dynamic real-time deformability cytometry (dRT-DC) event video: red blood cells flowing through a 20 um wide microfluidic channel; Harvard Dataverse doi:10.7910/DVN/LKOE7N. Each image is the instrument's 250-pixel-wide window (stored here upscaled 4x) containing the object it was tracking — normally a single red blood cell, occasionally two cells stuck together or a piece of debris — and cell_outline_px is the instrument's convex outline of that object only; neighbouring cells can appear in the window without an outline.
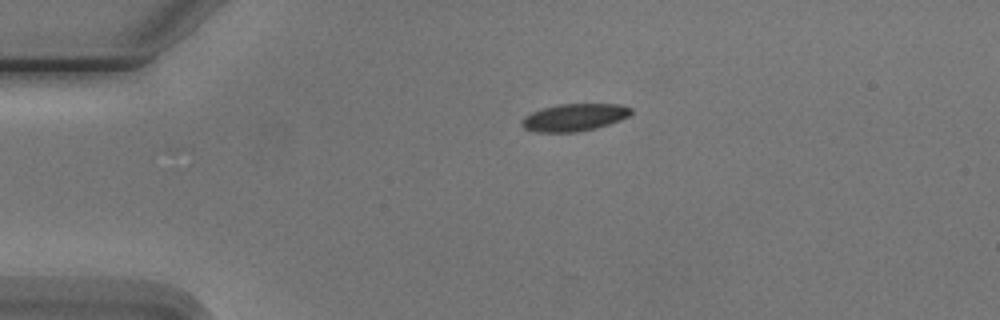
{"species": "Egyptian fruit bat (a non-hibernating species)", "species_latin": "Rousettus aegyptiacus", "temperature_condition": "cold", "stored_images_in_passage": 5, "camera_frame_rate_fps": 3000, "um_per_image_px": 0.085, "animal": {"sex": "male"}, "frame": {"image": 1, "passage_image": 1, "time_ms": 0.0, "image_size_px": [1000, 320], "cell_outline_px": [[632, 112], [628, 116], [620, 120], [596, 128], [576, 132], [536, 132], [524, 128], [520, 124], [520, 120], [524, 116], [532, 112], [544, 108], [560, 104], [620, 104], [632, 108]], "centroid_in_image_um": [48.8, 9.98], "position_along_channel_um": 36.2, "area_um2": 17.4}}
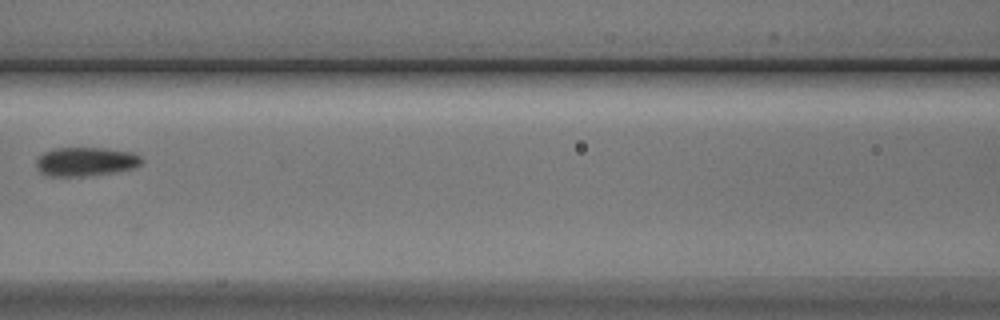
{"frame": {"image": 2, "passage_image": 4, "time_ms": 4.333, "image_size_px": [1000, 320], "cell_outline_px": [[144, 160], [136, 168], [116, 172], [88, 176], [48, 176], [40, 172], [36, 168], [36, 160], [44, 152], [56, 148], [104, 148], [132, 152], [140, 156]], "centroid_in_image_um": [7.3, 13.75], "position_along_channel_um": 159.3, "area_um2": 17.92}}
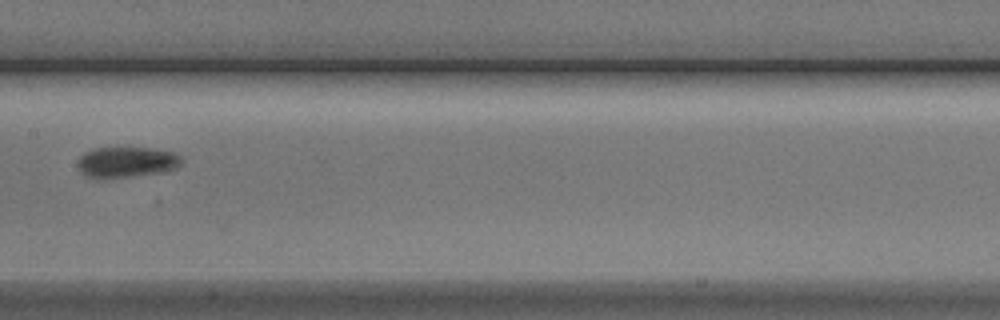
{"frame": {"image": 3, "passage_image": 5, "time_ms": 5.333, "image_size_px": [1000, 320], "cell_outline_px": [[180, 164], [176, 168], [168, 172], [104, 180], [96, 180], [80, 172], [76, 164], [80, 156], [84, 152], [96, 148], [148, 148], [172, 152], [180, 156]], "centroid_in_image_um": [10.7, 13.82], "position_along_channel_um": 196.7, "area_um2": 19.02}}